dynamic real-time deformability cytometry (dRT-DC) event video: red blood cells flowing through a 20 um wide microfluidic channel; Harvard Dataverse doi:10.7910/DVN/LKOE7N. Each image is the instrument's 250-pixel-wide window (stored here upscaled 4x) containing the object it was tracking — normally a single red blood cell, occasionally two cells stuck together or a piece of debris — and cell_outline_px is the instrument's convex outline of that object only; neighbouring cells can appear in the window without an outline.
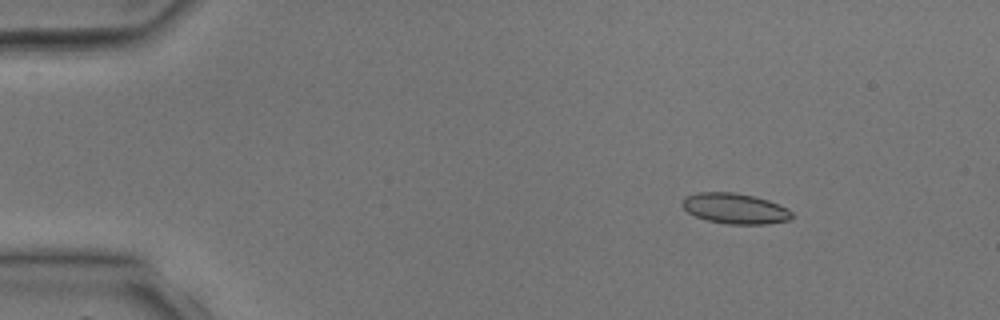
{"species": "common noctule bat (a hibernating species)", "species_latin": "Nyctalus noctula", "temperature_condition": "room temperature", "stored_images_in_passage": 4, "camera_frame_rate_fps": 3000, "um_per_image_px": 0.085, "animal": {"sex": "male", "body_mass_g": 17.9, "forearm_length_mm": 54.2}, "frame": {"image": 1, "passage_image": 2, "time_ms": 1.333, "image_size_px": [1000, 320], "cell_outline_px": [[792, 216], [788, 220], [768, 224], [728, 224], [708, 220], [696, 216], [688, 212], [680, 204], [684, 196], [696, 192], [732, 192], [756, 196], [768, 200], [788, 208], [792, 212]], "centroid_in_image_um": [62.45, 17.71], "position_along_channel_um": 22.5, "area_um2": 19.59}}
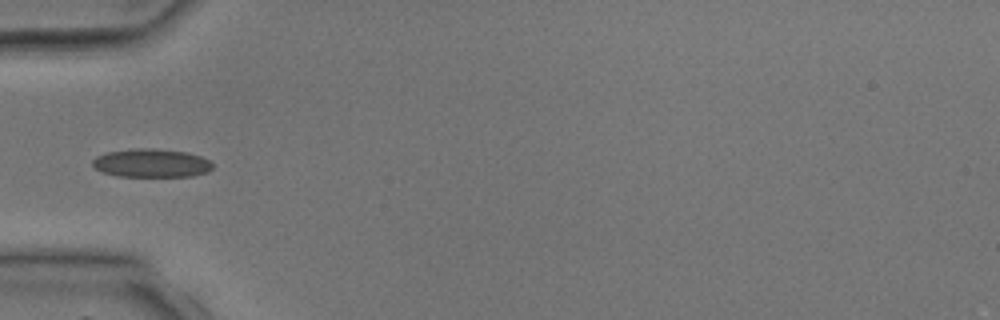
{"frame": {"image": 2, "passage_image": 4, "time_ms": 4.0, "image_size_px": [1000, 320], "cell_outline_px": [[212, 168], [208, 172], [192, 176], [120, 176], [104, 172], [96, 168], [92, 164], [92, 160], [96, 156], [108, 152], [132, 148], [152, 148], [188, 152], [200, 156], [208, 160], [212, 164]], "centroid_in_image_um": [12.88, 13.85], "position_along_channel_um": 72.1, "area_um2": 19.83}}